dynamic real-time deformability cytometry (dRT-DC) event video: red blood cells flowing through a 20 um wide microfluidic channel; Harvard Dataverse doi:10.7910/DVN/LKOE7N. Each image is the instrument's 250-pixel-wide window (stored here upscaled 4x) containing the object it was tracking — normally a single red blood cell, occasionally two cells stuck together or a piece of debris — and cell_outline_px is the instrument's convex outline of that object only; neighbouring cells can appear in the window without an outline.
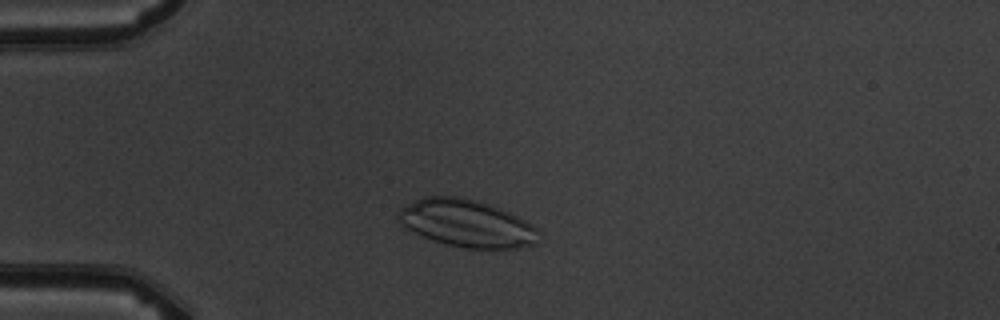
{"species": "common noctule bat (a hibernating species)", "species_latin": "Nyctalus noctula", "temperature_condition": "warm", "stored_images_in_passage": 4, "camera_frame_rate_fps": 3000, "um_per_image_px": 0.085, "animal": {"sex": "male", "body_mass_g": 19.5, "forearm_length_mm": 54.6}, "frame": {"image": 1, "passage_image": 2, "time_ms": 1.333, "image_size_px": [1000, 320], "cell_outline_px": [[536, 244], [516, 248], [464, 248], [444, 244], [432, 240], [400, 224], [396, 216], [396, 212], [400, 208], [424, 196], [460, 196], [476, 200], [488, 204], [508, 212], [532, 224], [536, 228]], "centroid_in_image_um": [39.62, 18.98], "position_along_channel_um": 45.4, "area_um2": 38.38}}
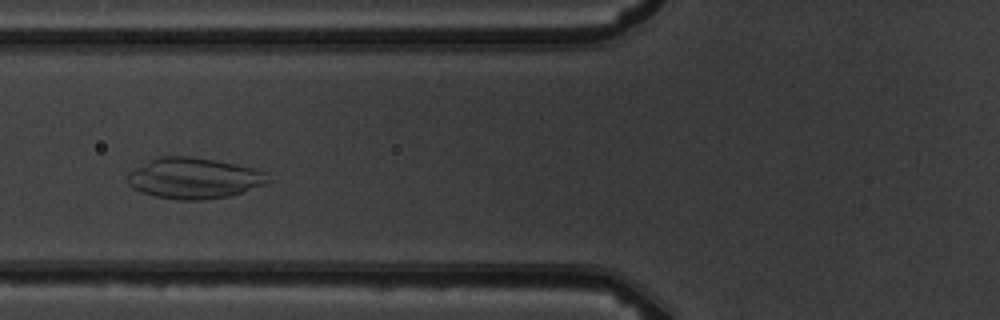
{"frame": {"image": 2, "passage_image": 4, "time_ms": 3.667, "image_size_px": [1000, 320], "cell_outline_px": [[272, 180], [264, 184], [228, 196], [200, 200], [180, 200], [156, 196], [140, 192], [132, 188], [128, 184], [128, 172], [160, 156], [188, 156], [216, 160], [236, 164], [252, 168], [264, 172]], "centroid_in_image_um": [16.47, 15.15], "position_along_channel_um": 109.3, "area_um2": 33.06}}